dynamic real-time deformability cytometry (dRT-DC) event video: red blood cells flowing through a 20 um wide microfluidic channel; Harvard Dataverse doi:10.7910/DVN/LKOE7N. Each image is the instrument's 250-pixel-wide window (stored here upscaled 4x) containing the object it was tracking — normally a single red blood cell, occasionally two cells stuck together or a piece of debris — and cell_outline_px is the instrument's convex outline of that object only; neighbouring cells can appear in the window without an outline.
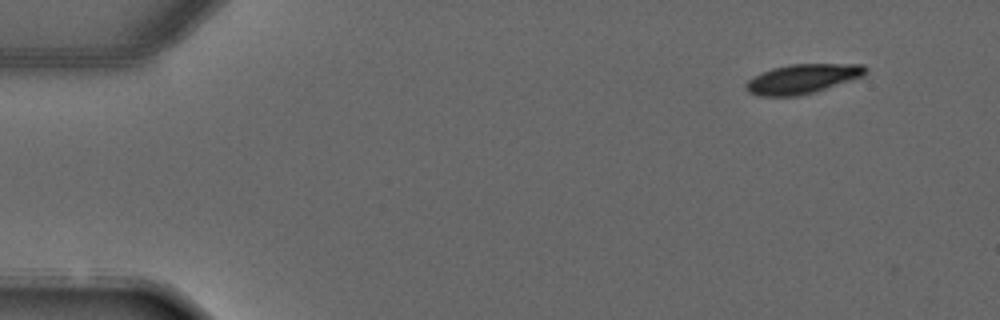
{"species": "common noctule bat (a hibernating species)", "species_latin": "Nyctalus noctula", "temperature_condition": "warm", "stored_images_in_passage": 4, "camera_frame_rate_fps": 3000, "um_per_image_px": 0.085, "animal": {"sex": "male", "forearm_length_mm": 52.5}, "frame": {"image": 1, "passage_image": 1, "time_ms": 0.0, "image_size_px": [1000, 320], "cell_outline_px": [[868, 72], [864, 76], [816, 92], [800, 96], [756, 96], [748, 92], [744, 88], [744, 84], [752, 76], [772, 68], [792, 64], [864, 64], [868, 68]], "centroid_in_image_um": [68.21, 6.71], "position_along_channel_um": 16.8, "area_um2": 20.92}}
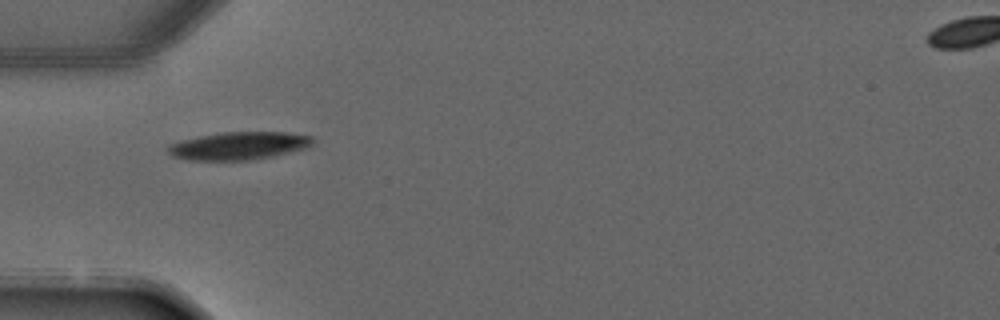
{"frame": {"image": 2, "passage_image": 3, "time_ms": 3.333, "image_size_px": [1000, 320], "cell_outline_px": [[316, 140], [312, 144], [304, 148], [256, 160], [188, 160], [172, 156], [168, 152], [168, 148], [172, 144], [184, 140], [200, 136], [220, 132], [284, 132], [312, 136]], "centroid_in_image_um": [20.33, 12.39], "position_along_channel_um": 64.7, "area_um2": 23.29}}
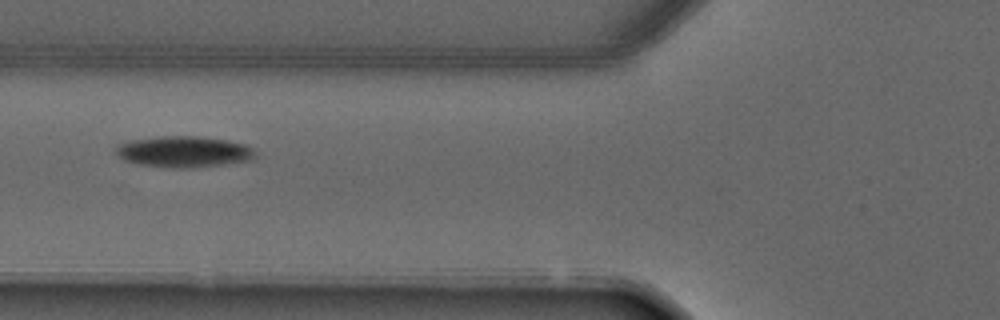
{"frame": {"image": 3, "passage_image": 4, "time_ms": 4.333, "image_size_px": [1000, 320], "cell_outline_px": [[256, 156], [252, 160], [224, 164], [188, 168], [172, 168], [140, 164], [124, 160], [116, 152], [116, 144], [124, 140], [160, 136], [196, 136], [224, 140], [244, 144], [252, 148], [256, 152]], "centroid_in_image_um": [15.59, 12.89], "position_along_channel_um": 110.2, "area_um2": 25.37}}